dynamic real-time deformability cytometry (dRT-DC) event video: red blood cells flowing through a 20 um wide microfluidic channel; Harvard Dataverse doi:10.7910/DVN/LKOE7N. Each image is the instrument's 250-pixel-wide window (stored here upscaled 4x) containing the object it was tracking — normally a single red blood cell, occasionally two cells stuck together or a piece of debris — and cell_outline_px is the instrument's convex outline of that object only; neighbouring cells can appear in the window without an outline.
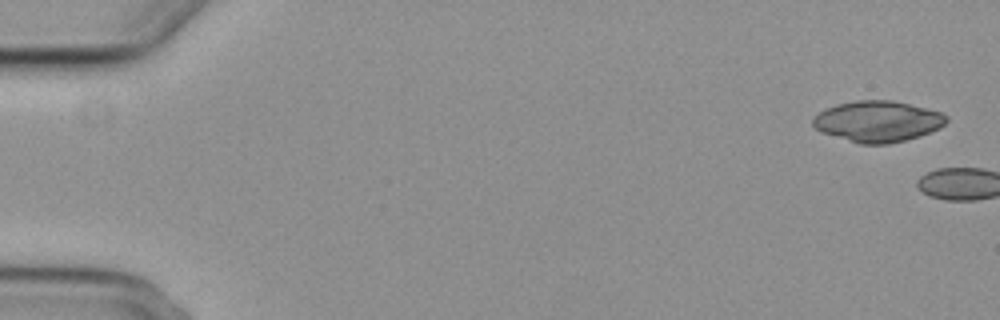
{"species": "common noctule bat (a hibernating species)", "species_latin": "Nyctalus noctula", "temperature_condition": "cold", "stored_images_in_passage": 2, "camera_frame_rate_fps": 3000, "um_per_image_px": 0.085, "animal": {"sex": "female", "body_mass_g": 29.2, "forearm_length_mm": 56.3}, "frame": {"image": 1, "passage_image": 1, "time_ms": 0.0, "image_size_px": [1000, 320], "cell_outline_px": [[948, 120], [940, 128], [920, 136], [888, 144], [860, 144], [820, 132], [812, 124], [812, 120], [820, 112], [836, 104], [856, 100], [892, 100], [928, 108], [940, 112], [948, 116]], "centroid_in_image_um": [74.62, 10.31], "position_along_channel_um": 10.4, "area_um2": 31.91}}